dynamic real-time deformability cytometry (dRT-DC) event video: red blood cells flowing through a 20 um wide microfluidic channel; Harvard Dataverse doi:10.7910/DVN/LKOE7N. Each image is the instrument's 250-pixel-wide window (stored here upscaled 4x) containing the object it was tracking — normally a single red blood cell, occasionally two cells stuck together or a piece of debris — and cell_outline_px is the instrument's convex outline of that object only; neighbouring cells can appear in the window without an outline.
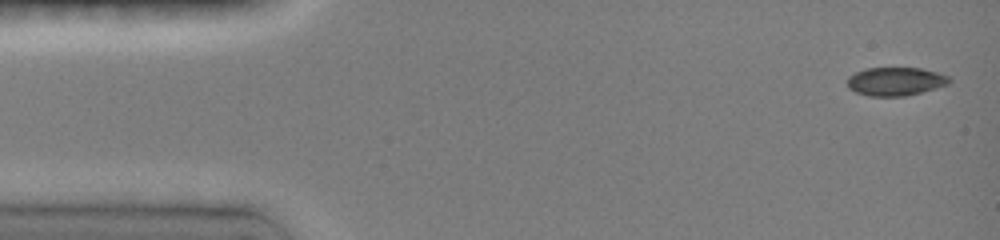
{"species": "common noctule bat (a hibernating species)", "species_latin": "Nyctalus noctula", "temperature_condition": "room temperature", "stored_images_in_passage": 7, "camera_frame_rate_fps": 3000, "um_per_image_px": 0.085, "animal": {"sex": "female", "body_mass_g": 19.0, "forearm_length_mm": 51.5}, "frame": {"image": 1, "passage_image": 1, "time_ms": 0.0, "image_size_px": [1000, 240], "cell_outline_px": [[952, 80], [948, 84], [936, 88], [904, 96], [868, 96], [856, 92], [848, 88], [848, 76], [864, 68], [920, 68], [936, 72], [948, 76]], "centroid_in_image_um": [76.1, 6.92], "position_along_channel_um": 8.9, "area_um2": 16.82}}
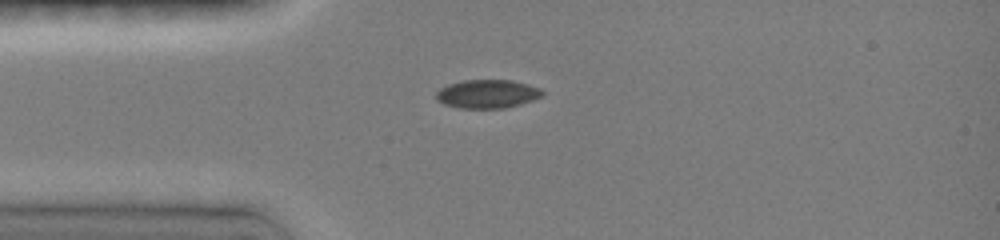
{"frame": {"image": 2, "passage_image": 6, "time_ms": 3.333, "image_size_px": [1000, 240], "cell_outline_px": [[544, 96], [520, 104], [504, 108], [460, 108], [444, 104], [436, 100], [436, 92], [440, 88], [448, 84], [464, 80], [512, 80], [528, 84], [540, 88], [544, 92]], "centroid_in_image_um": [41.43, 7.98], "position_along_channel_um": 43.6, "area_um2": 17.74}}